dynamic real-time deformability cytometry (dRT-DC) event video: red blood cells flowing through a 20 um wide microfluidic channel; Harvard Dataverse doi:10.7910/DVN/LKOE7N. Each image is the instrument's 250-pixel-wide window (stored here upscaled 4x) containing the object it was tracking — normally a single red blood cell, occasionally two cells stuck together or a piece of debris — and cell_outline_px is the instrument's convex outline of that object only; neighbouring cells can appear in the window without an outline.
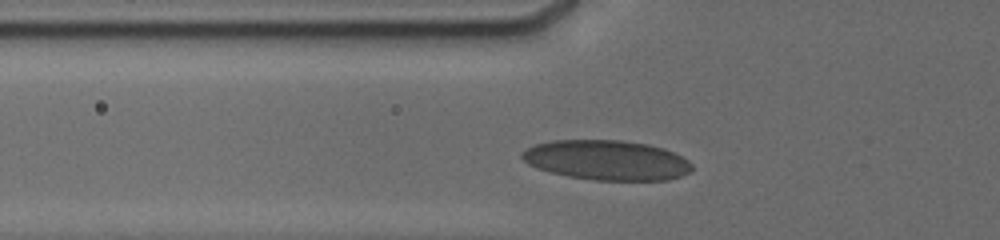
{"species": "human", "species_latin": "Homo sapiens", "temperature_condition": "cold", "stored_images_in_passage": 55, "camera_frame_rate_fps": 3000, "um_per_image_px": 0.085, "donor": {"sex": "male"}, "frame": {"image": 1, "passage_image": 3, "time_ms": 0.333, "image_size_px": [1000, 240], "cell_outline_px": [[692, 172], [668, 180], [592, 180], [568, 176], [536, 168], [528, 164], [520, 156], [528, 148], [536, 144], [552, 140], [620, 140], [648, 144], [664, 148], [688, 160], [692, 164]], "centroid_in_image_um": [51.59, 13.61], "position_along_channel_um": 74.2, "area_um2": 39.42}}
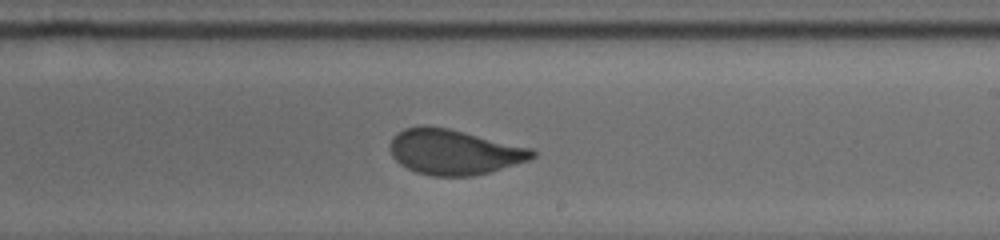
{"frame": {"image": 2, "passage_image": 32, "time_ms": 5.0, "image_size_px": [1000, 240], "cell_outline_px": [[536, 156], [528, 160], [488, 172], [472, 176], [432, 176], [416, 172], [400, 164], [392, 156], [388, 148], [388, 144], [392, 136], [404, 128], [424, 124], [448, 128], [532, 148], [536, 152]], "centroid_in_image_um": [38.53, 12.9], "position_along_channel_um": 250.5, "area_um2": 37.63}}
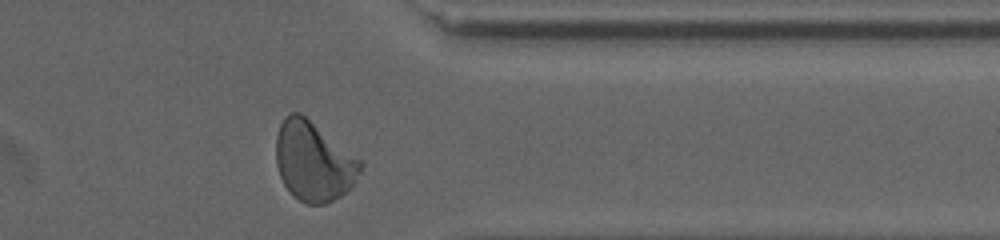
{"frame": {"image": 3, "passage_image": 53, "time_ms": 8.667, "image_size_px": [1000, 240], "cell_outline_px": [[364, 164], [356, 180], [340, 196], [324, 204], [304, 204], [292, 196], [284, 184], [280, 176], [276, 164], [276, 136], [280, 124], [284, 116], [288, 112], [300, 112], [360, 160]], "centroid_in_image_um": [26.61, 13.72], "position_along_channel_um": 384.8, "area_um2": 38.84}, "authors_computed_cell_mechanics": {"area_um2": 37.6278, "velocity_mm_per_s": 3.7885, "shape_relaxation_time_tau1_ms": 6.4104, "shape_relaxation_time_tau2_ms": null, "deformation_change_tau1": 0.1585, "deformation_change_tau2": null}}